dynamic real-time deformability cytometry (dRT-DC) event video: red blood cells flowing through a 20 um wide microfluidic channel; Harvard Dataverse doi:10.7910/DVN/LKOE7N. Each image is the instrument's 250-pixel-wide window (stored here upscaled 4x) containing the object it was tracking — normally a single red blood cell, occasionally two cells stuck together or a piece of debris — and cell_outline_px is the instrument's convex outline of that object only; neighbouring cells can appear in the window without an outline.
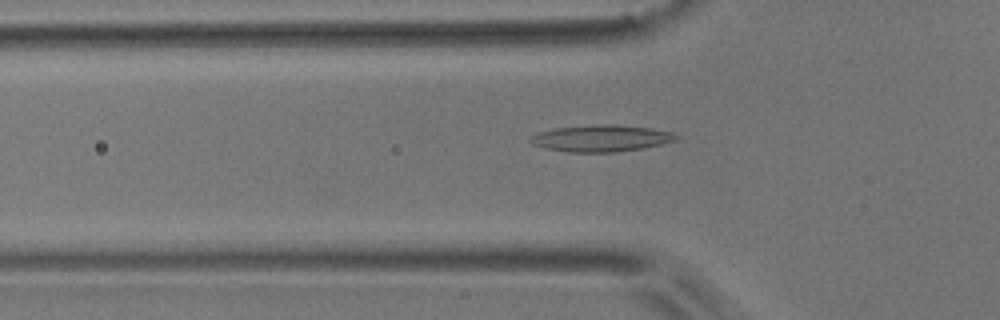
{"species": "common noctule bat (a hibernating species)", "species_latin": "Nyctalus noctula", "temperature_condition": "room temperature", "stored_images_in_passage": 45, "camera_frame_rate_fps": 3000, "um_per_image_px": 0.085, "animal": {"sex": "male", "body_mass_g": 17.9}, "frame": {"image": 1, "passage_image": 9, "time_ms": 2.667, "image_size_px": [1000, 320], "cell_outline_px": [[680, 136], [676, 140], [644, 148], [616, 152], [568, 152], [544, 148], [532, 144], [528, 140], [536, 132], [556, 128], [604, 124], [612, 124], [652, 128], [672, 132]], "centroid_in_image_um": [51.09, 11.76], "position_along_channel_um": 74.7, "area_um2": 22.66}}
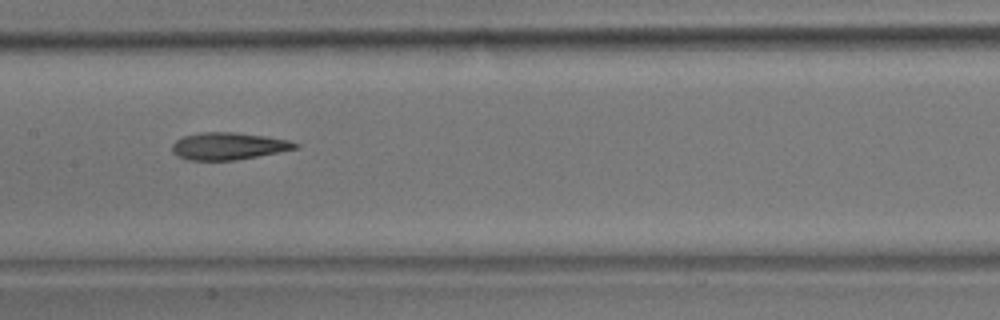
{"frame": {"image": 2, "passage_image": 18, "time_ms": 5.667, "image_size_px": [1000, 320], "cell_outline_px": [[300, 148], [236, 160], [188, 160], [176, 156], [172, 152], [172, 144], [176, 140], [184, 136], [200, 132], [236, 132], [268, 136], [288, 140], [300, 144]], "centroid_in_image_um": [19.42, 12.41], "position_along_channel_um": 188.0, "area_um2": 19.71}}
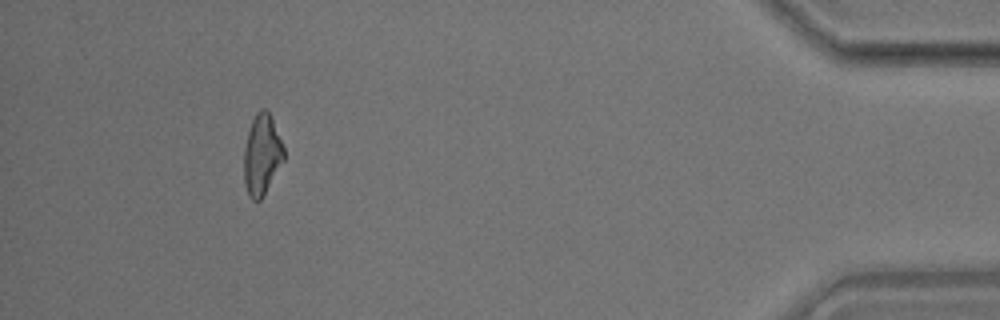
{"frame": {"image": 3, "passage_image": 41, "time_ms": 13.333, "image_size_px": [1000, 320], "cell_outline_px": [[284, 160], [264, 196], [260, 200], [252, 200], [248, 196], [244, 184], [244, 148], [248, 132], [252, 120], [256, 112], [260, 108], [268, 108], [284, 148]], "centroid_in_image_um": [22.26, 13.15], "position_along_channel_um": 412.9, "area_um2": 18.96}, "authors_computed_cell_mechanics": {"area_um2": 19.4208, "velocity_mm_per_s": 3.7396, "shape_relaxation_time_tau1_ms": null, "shape_relaxation_time_tau2_ms": 5.348, "deformation_change_tau1": null, "deformation_change_tau2": 0.173}}